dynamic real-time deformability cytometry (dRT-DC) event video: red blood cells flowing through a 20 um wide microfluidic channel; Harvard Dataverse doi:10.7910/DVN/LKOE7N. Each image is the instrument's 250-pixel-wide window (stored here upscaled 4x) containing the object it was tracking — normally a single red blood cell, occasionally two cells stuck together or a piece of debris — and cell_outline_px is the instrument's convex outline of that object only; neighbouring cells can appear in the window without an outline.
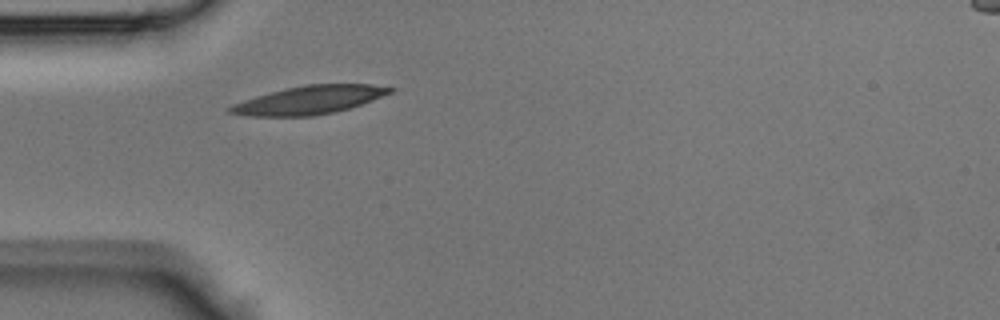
{"species": "Egyptian fruit bat (a non-hibernating species)", "species_latin": "Rousettus aegyptiacus", "temperature_condition": "room temperature", "stored_images_in_passage": 31, "camera_frame_rate_fps": 3000, "um_per_image_px": 0.085, "animal": {"sex": "male"}, "frame": {"image": 1, "passage_image": 1, "time_ms": 0.0, "image_size_px": [1000, 320], "cell_outline_px": [[396, 88], [392, 92], [360, 104], [348, 108], [332, 112], [312, 116], [248, 116], [228, 112], [224, 108], [232, 104], [256, 96], [288, 88], [308, 84], [372, 84]], "centroid_in_image_um": [26.25, 8.5], "position_along_channel_um": 58.7, "area_um2": 26.01}}
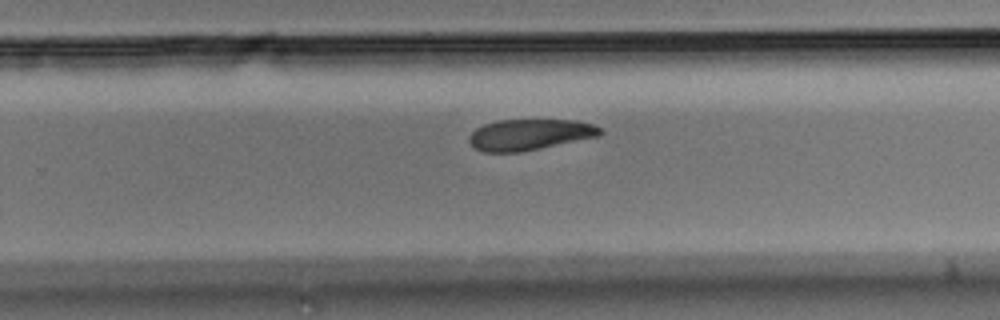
{"frame": {"image": 2, "passage_image": 16, "time_ms": 5.0, "image_size_px": [1000, 320], "cell_outline_px": [[604, 132], [600, 136], [540, 148], [516, 152], [484, 152], [476, 148], [468, 140], [468, 136], [476, 128], [484, 124], [496, 120], [576, 120], [592, 124], [600, 128]], "centroid_in_image_um": [45.02, 11.43], "position_along_channel_um": 284.8, "area_um2": 23.58}}
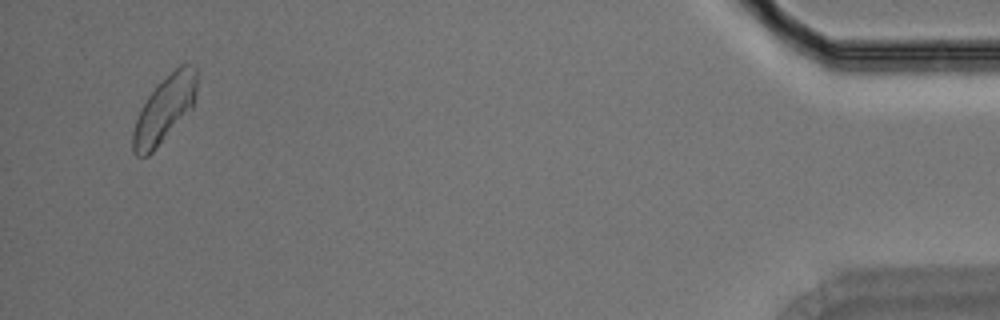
{"frame": {"image": 3, "passage_image": 30, "time_ms": 9.667, "image_size_px": [1000, 320], "cell_outline_px": [[196, 96], [192, 108], [156, 148], [148, 156], [136, 156], [132, 152], [132, 132], [140, 108], [156, 84], [180, 64], [188, 60], [196, 64]], "centroid_in_image_um": [13.99, 9.23], "position_along_channel_um": 421.2, "area_um2": 24.97}}